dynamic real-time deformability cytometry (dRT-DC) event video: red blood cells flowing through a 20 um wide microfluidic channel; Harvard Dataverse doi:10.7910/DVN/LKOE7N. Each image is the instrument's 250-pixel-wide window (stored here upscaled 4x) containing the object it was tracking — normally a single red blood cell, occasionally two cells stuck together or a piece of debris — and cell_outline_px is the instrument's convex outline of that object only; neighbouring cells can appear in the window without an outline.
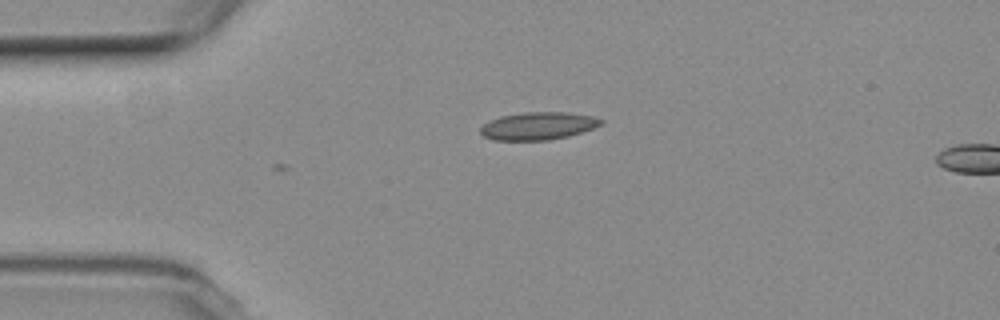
{"species": "common noctule bat (a hibernating species)", "species_latin": "Nyctalus noctula", "temperature_condition": "room temperature", "stored_images_in_passage": 2, "camera_frame_rate_fps": 3000, "um_per_image_px": 0.085, "animal": {"sex": "female", "body_mass_g": 19.3, "forearm_length_mm": 54.1}, "frame": {"image": 1, "passage_image": 1, "time_ms": 0.0, "image_size_px": [1000, 320], "cell_outline_px": [[604, 124], [568, 136], [548, 140], [496, 140], [484, 136], [480, 132], [480, 128], [484, 124], [500, 116], [524, 112], [568, 112], [592, 116], [604, 120]], "centroid_in_image_um": [45.76, 10.7], "position_along_channel_um": 39.2, "area_um2": 19.31}}